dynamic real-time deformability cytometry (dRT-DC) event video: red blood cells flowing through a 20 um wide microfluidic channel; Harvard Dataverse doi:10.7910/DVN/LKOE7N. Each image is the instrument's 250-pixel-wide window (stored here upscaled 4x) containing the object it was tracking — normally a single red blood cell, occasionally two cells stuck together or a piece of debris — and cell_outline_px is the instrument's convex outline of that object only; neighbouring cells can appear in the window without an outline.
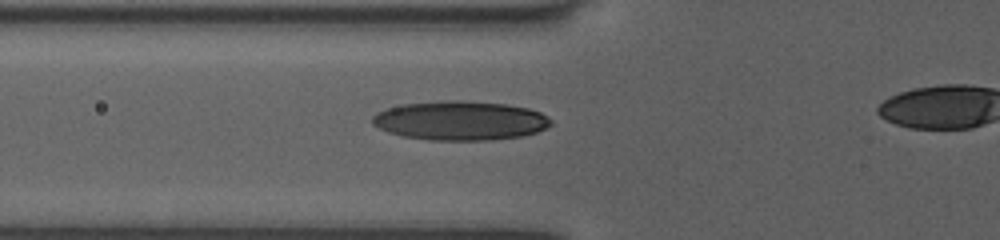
{"species": "human", "species_latin": "Homo sapiens", "temperature_condition": "room temperature", "stored_images_in_passage": 28, "camera_frame_rate_fps": 3000, "um_per_image_px": 0.085, "donor": {"sex": "female"}, "frame": {"image": 1, "passage_image": 3, "time_ms": 0.667, "image_size_px": [1000, 240], "cell_outline_px": [[552, 124], [536, 132], [524, 136], [492, 140], [432, 140], [404, 136], [388, 132], [372, 124], [372, 116], [376, 112], [388, 108], [404, 104], [444, 100], [456, 100], [508, 104], [528, 108], [540, 112], [548, 116], [552, 120]], "centroid_in_image_um": [39.14, 10.25], "position_along_channel_um": 86.7, "area_um2": 40.81}}
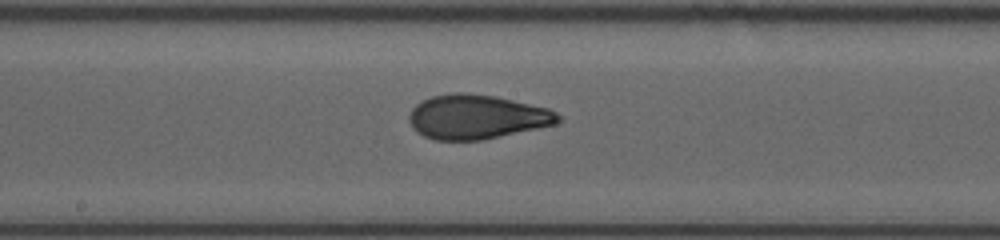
{"frame": {"image": 2, "passage_image": 14, "time_ms": 3.667, "image_size_px": [1000, 240], "cell_outline_px": [[560, 120], [556, 124], [484, 140], [436, 140], [424, 136], [412, 128], [408, 116], [412, 108], [416, 104], [432, 96], [496, 96], [548, 108], [556, 112], [560, 116]], "centroid_in_image_um": [40.55, 9.99], "position_along_channel_um": 207.6, "area_um2": 37.45}}
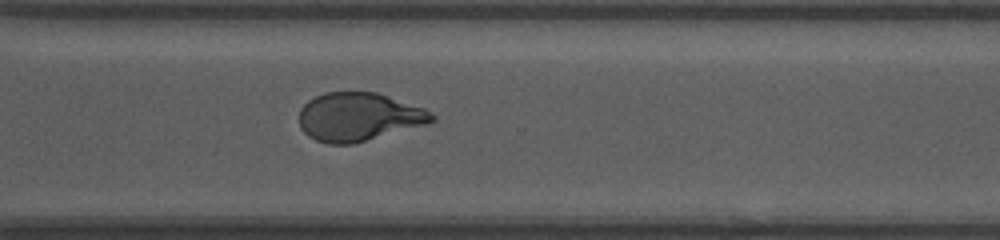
{"frame": {"image": 3, "passage_image": 28, "time_ms": 7.0, "image_size_px": [1000, 240], "cell_outline_px": [[436, 120], [428, 124], [352, 144], [328, 144], [316, 140], [308, 136], [300, 128], [300, 108], [308, 100], [316, 96], [328, 92], [376, 92], [424, 108], [432, 112], [436, 116]], "centroid_in_image_um": [30.5, 9.94], "position_along_channel_um": 340.1, "area_um2": 37.45}}